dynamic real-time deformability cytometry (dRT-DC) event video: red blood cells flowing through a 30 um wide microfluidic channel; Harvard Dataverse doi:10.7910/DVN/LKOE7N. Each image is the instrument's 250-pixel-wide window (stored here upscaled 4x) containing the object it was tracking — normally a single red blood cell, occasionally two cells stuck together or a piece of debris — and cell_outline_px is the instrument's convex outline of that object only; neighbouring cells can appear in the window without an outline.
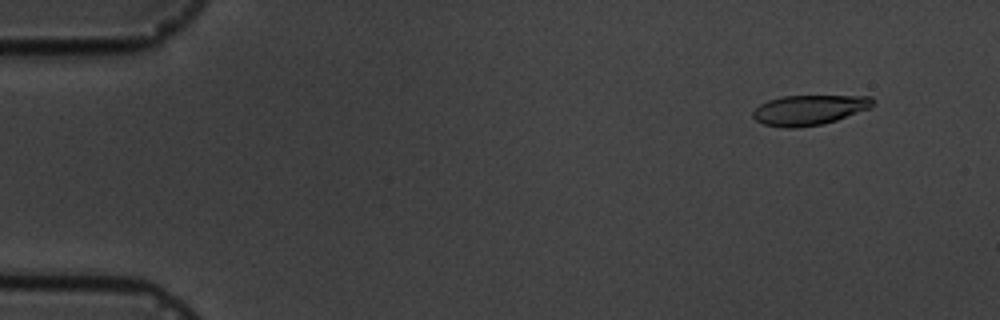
{"species": "common noctule bat (a hibernating species)", "species_latin": "Nyctalus noctula", "temperature_condition": "cold", "stored_images_in_passage": 5, "camera_frame_rate_fps": 3000, "um_per_image_px": 0.085, "animal": {"sex": "male", "body_mass_g": 19.5, "forearm_length_mm": 54.6}, "frame": {"image": 1, "passage_image": 2, "time_ms": 1.333, "image_size_px": [1000, 320], "cell_outline_px": [[876, 104], [872, 108], [836, 120], [820, 124], [796, 128], [780, 128], [764, 124], [756, 120], [752, 116], [752, 112], [760, 104], [768, 100], [784, 96], [872, 96], [876, 100]], "centroid_in_image_um": [68.82, 9.34], "position_along_channel_um": 16.2, "area_um2": 21.15}}
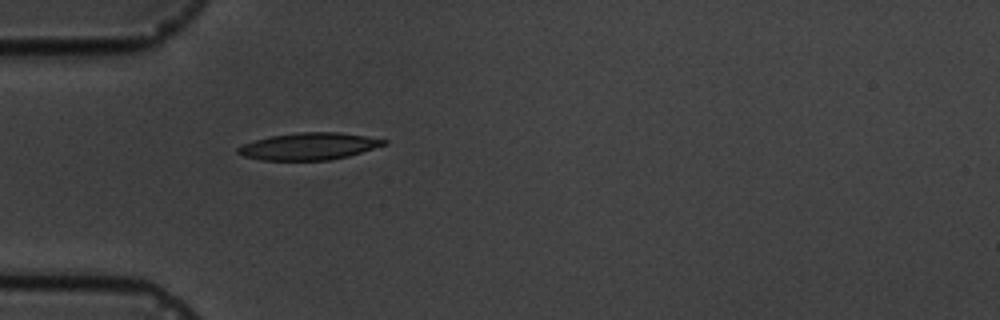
{"frame": {"image": 2, "passage_image": 5, "time_ms": 5.333, "image_size_px": [1000, 320], "cell_outline_px": [[388, 144], [348, 156], [328, 160], [260, 160], [244, 156], [236, 152], [236, 148], [244, 144], [256, 140], [272, 136], [296, 132], [340, 132], [388, 140]], "centroid_in_image_um": [26.27, 12.43], "position_along_channel_um": 58.7, "area_um2": 22.89}}